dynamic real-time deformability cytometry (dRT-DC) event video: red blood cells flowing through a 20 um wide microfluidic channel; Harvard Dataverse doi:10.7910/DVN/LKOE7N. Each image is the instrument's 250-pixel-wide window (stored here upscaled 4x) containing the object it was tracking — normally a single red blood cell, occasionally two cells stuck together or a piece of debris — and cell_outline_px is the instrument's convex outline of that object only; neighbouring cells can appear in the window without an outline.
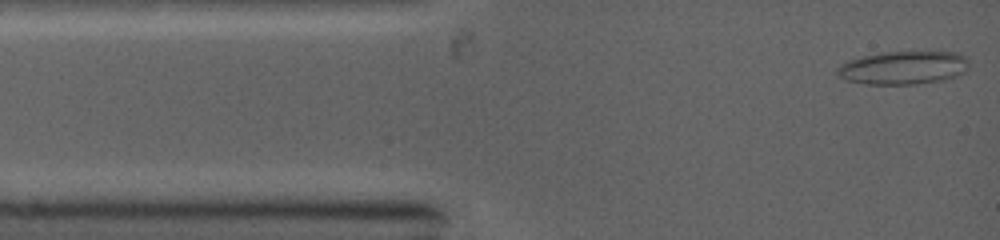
{"species": "common noctule bat (a hibernating species)", "species_latin": "Nyctalus noctula", "temperature_condition": "warm", "stored_images_in_passage": 43, "camera_frame_rate_fps": 5000, "um_per_image_px": 0.085, "animal": {"sex": "female", "body_mass_g": 19.0, "forearm_length_mm": 53.3}, "frame": {"image": 1, "passage_image": 1, "time_ms": 0.0, "image_size_px": [1000, 240], "cell_outline_px": [[968, 68], [964, 72], [956, 76], [944, 80], [916, 84], [864, 84], [844, 80], [836, 72], [836, 68], [840, 64], [848, 60], [864, 56], [884, 52], [960, 52], [968, 60]], "centroid_in_image_um": [76.78, 5.76], "position_along_channel_um": 8.2, "area_um2": 25.66}}
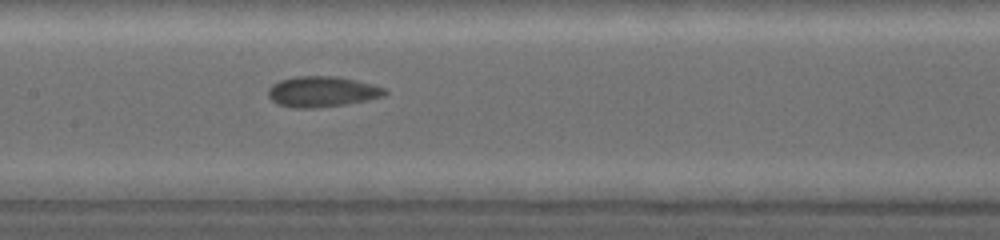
{"frame": {"image": 2, "passage_image": 15, "time_ms": 5.2, "image_size_px": [1000, 240], "cell_outline_px": [[388, 92], [384, 96], [368, 100], [344, 104], [316, 108], [296, 108], [276, 104], [268, 96], [268, 88], [272, 84], [280, 80], [296, 76], [336, 76], [356, 80], [372, 84], [384, 88]], "centroid_in_image_um": [27.36, 7.79], "position_along_channel_um": 180.0, "area_um2": 20.87}}
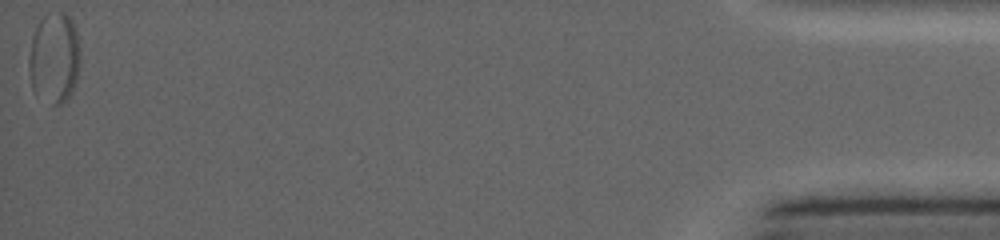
{"frame": {"image": 3, "passage_image": 43, "time_ms": 14.2, "image_size_px": [1000, 240], "cell_outline_px": [[80, 60], [76, 80], [72, 92], [60, 104], [52, 104], [32, 88], [28, 68], [28, 56], [32, 40], [36, 28], [40, 20], [44, 16], [60, 12], [64, 12], [72, 20], [76, 28], [80, 52]], "centroid_in_image_um": [4.62, 4.9], "position_along_channel_um": 430.6, "area_um2": 26.82}}